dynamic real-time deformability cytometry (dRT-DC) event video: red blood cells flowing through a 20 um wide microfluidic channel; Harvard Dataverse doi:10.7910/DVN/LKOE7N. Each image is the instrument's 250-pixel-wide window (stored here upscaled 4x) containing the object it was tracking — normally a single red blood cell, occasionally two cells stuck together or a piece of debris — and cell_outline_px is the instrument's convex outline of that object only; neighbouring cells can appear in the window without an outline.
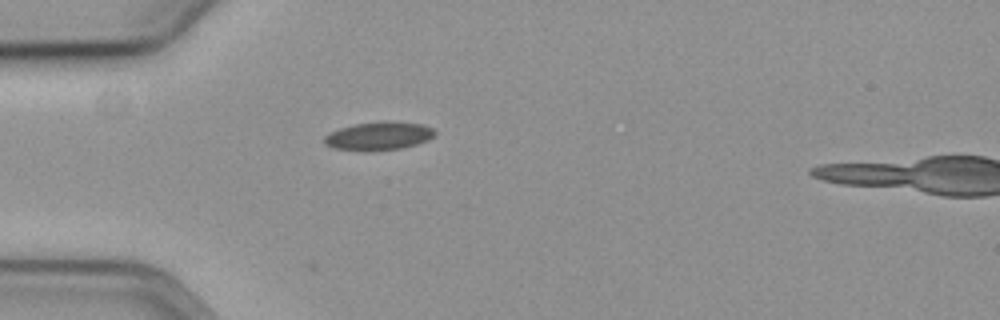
{"species": "common noctule bat (a hibernating species)", "species_latin": "Nyctalus noctula", "temperature_condition": "cold", "stored_images_in_passage": 34, "camera_frame_rate_fps": 3000, "um_per_image_px": 0.085, "animal": {"sex": "female", "body_mass_g": 19.3, "forearm_length_mm": 54.1}, "frame": {"image": 1, "passage_image": 1, "time_ms": 0.0, "image_size_px": [1000, 320], "cell_outline_px": [[436, 132], [428, 140], [404, 148], [372, 152], [332, 148], [324, 144], [324, 136], [328, 132], [340, 128], [356, 124], [380, 120], [420, 124], [432, 128]], "centroid_in_image_um": [32.14, 11.57], "position_along_channel_um": 52.9, "area_um2": 18.5}}
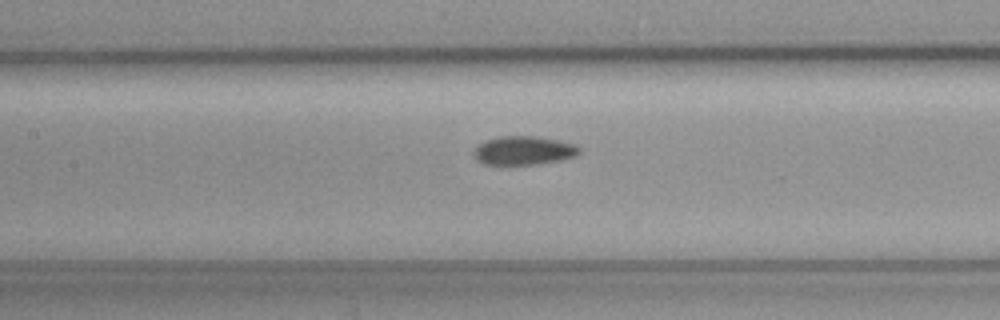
{"frame": {"image": 2, "passage_image": 11, "time_ms": 3.333, "image_size_px": [1000, 320], "cell_outline_px": [[580, 152], [576, 156], [560, 160], [536, 164], [484, 164], [476, 160], [472, 152], [480, 144], [488, 140], [500, 136], [536, 136], [560, 140], [576, 144], [580, 148]], "centroid_in_image_um": [44.54, 12.79], "position_along_channel_um": 162.9, "area_um2": 17.63}}
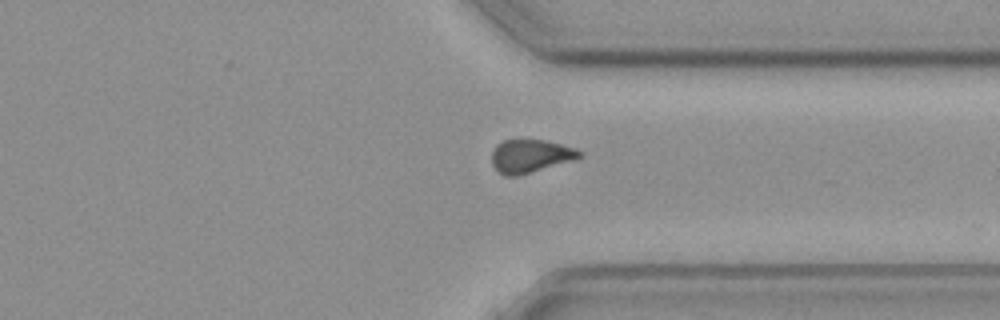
{"frame": {"image": 3, "passage_image": 28, "time_ms": 9.0, "image_size_px": [1000, 320], "cell_outline_px": [[584, 156], [576, 160], [516, 176], [504, 176], [492, 164], [492, 152], [496, 144], [504, 140], [544, 140], [576, 148], [584, 152]], "centroid_in_image_um": [45.14, 13.26], "position_along_channel_um": 366.3, "area_um2": 17.05}, "authors_computed_cell_mechanics": {"area_um2": 17.629, "velocity_mm_per_s": 3.604, "shape_relaxation_time_tau1_ms": 4.2844, "shape_relaxation_time_tau2_ms": null, "deformation_change_tau1": 0.1065, "deformation_change_tau2": null}}